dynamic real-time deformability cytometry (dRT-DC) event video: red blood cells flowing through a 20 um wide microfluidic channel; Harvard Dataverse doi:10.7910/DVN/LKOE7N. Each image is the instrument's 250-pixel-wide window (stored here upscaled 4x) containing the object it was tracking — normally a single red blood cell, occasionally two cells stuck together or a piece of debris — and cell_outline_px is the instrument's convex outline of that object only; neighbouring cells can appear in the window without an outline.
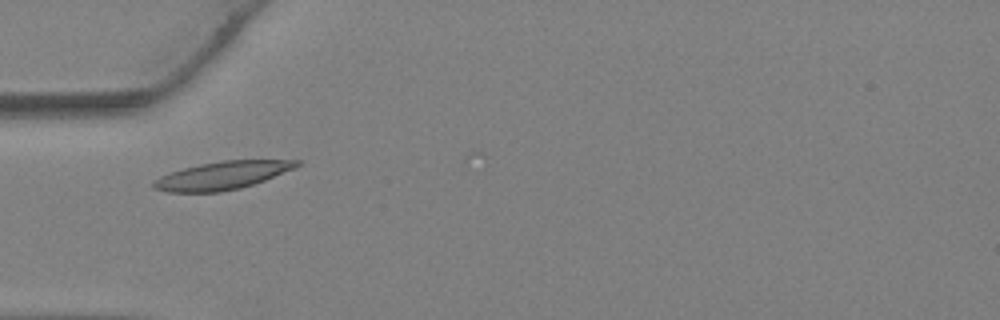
{"species": "Egyptian fruit bat (a non-hibernating species)", "species_latin": "Rousettus aegyptiacus", "temperature_condition": "warm", "stored_images_in_passage": 34, "camera_frame_rate_fps": 3000, "um_per_image_px": 0.085, "animal": {"sex": "female"}, "frame": {"image": 1, "passage_image": 8, "time_ms": 2.333, "image_size_px": [1000, 320], "cell_outline_px": [[300, 164], [296, 168], [264, 180], [240, 188], [220, 192], [168, 192], [152, 188], [152, 184], [160, 176], [184, 168], [200, 164], [224, 160], [300, 160]], "centroid_in_image_um": [18.9, 14.91], "position_along_channel_um": 66.1, "area_um2": 23.12}}
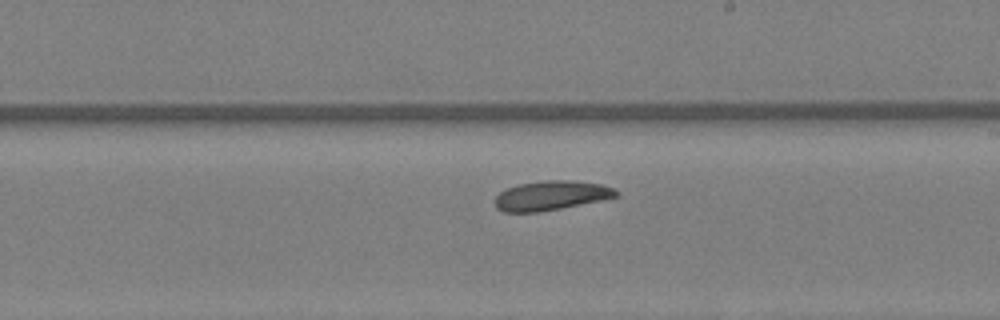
{"frame": {"image": 2, "passage_image": 18, "time_ms": 5.667, "image_size_px": [1000, 320], "cell_outline_px": [[620, 196], [540, 212], [504, 212], [496, 208], [492, 200], [500, 192], [508, 188], [520, 184], [544, 180], [572, 180], [600, 184], [612, 188], [620, 192]], "centroid_in_image_um": [46.81, 16.62], "position_along_channel_um": 242.2, "area_um2": 20.75}}
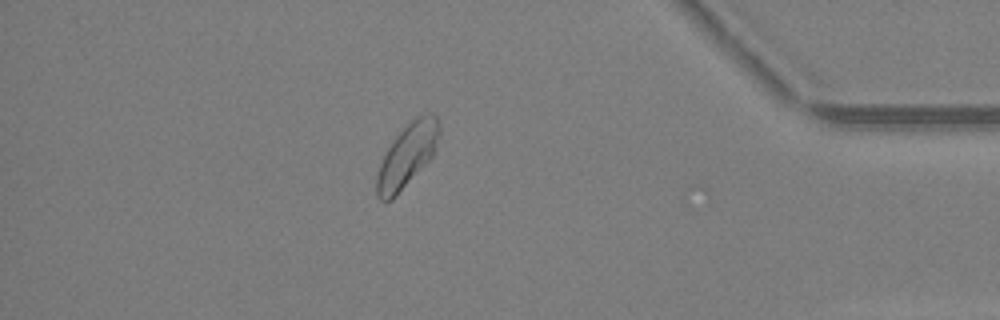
{"frame": {"image": 3, "passage_image": 29, "time_ms": 9.333, "image_size_px": [1000, 320], "cell_outline_px": [[440, 132], [432, 156], [396, 196], [392, 200], [380, 200], [376, 196], [376, 176], [380, 164], [388, 148], [396, 136], [412, 120], [428, 112], [432, 112], [436, 116], [440, 124]], "centroid_in_image_um": [34.6, 13.22], "position_along_channel_um": 400.6, "area_um2": 22.54}}